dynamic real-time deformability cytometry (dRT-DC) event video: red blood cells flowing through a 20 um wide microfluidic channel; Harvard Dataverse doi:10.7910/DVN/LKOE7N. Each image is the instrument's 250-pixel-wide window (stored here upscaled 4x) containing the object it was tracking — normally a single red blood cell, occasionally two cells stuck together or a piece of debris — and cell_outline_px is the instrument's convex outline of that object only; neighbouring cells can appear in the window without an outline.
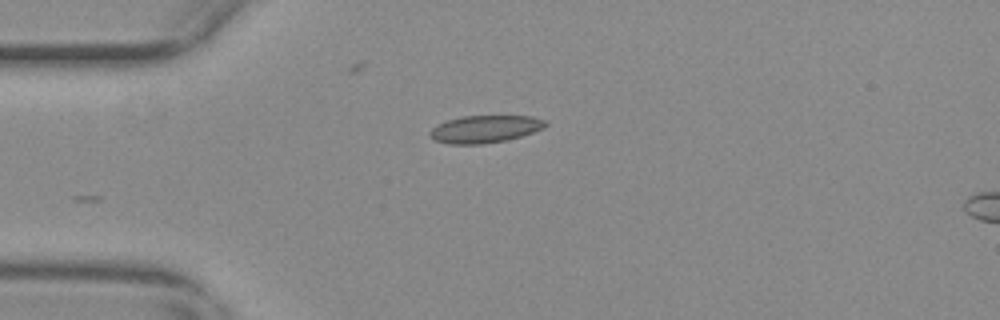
{"species": "common noctule bat (a hibernating species)", "species_latin": "Nyctalus noctula", "temperature_condition": "warm", "stored_images_in_passage": 15, "camera_frame_rate_fps": 3000, "um_per_image_px": 0.085, "animal": {"sex": "female", "body_mass_g": 29.2, "forearm_length_mm": 56.3}, "frame": {"image": 1, "passage_image": 1, "time_ms": 0.0, "image_size_px": [1000, 320], "cell_outline_px": [[548, 124], [544, 128], [520, 136], [504, 140], [480, 144], [448, 144], [432, 140], [428, 132], [432, 128], [448, 120], [464, 116], [532, 116], [544, 120]], "centroid_in_image_um": [41.19, 10.97], "position_along_channel_um": 43.8, "area_um2": 18.26}}
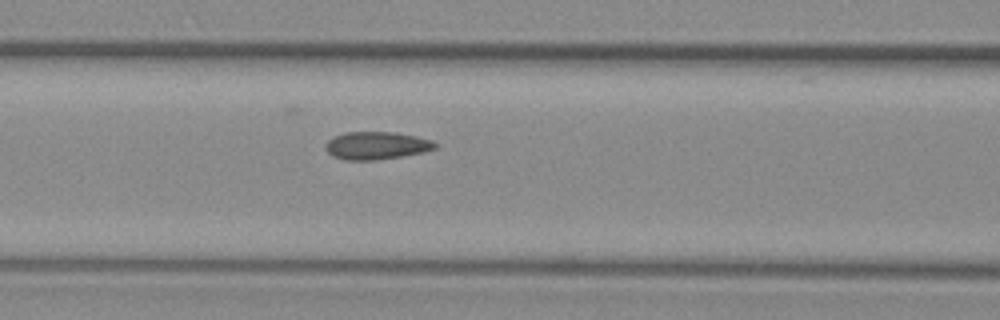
{"frame": {"image": 2, "passage_image": 10, "time_ms": 3.0, "image_size_px": [1000, 320], "cell_outline_px": [[436, 148], [424, 152], [376, 160], [344, 160], [332, 156], [324, 148], [328, 140], [332, 136], [344, 132], [396, 132], [416, 136], [432, 140], [436, 144]], "centroid_in_image_um": [31.96, 12.36], "position_along_channel_um": 134.6, "area_um2": 17.8}}
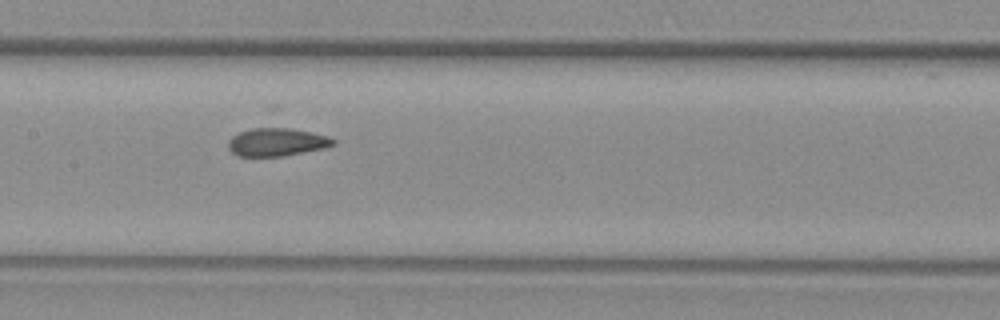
{"frame": {"image": 3, "passage_image": 14, "time_ms": 4.333, "image_size_px": [1000, 320], "cell_outline_px": [[336, 144], [324, 148], [280, 156], [236, 156], [228, 148], [228, 140], [232, 136], [240, 132], [252, 128], [288, 128], [312, 132], [328, 136], [336, 140]], "centroid_in_image_um": [23.52, 12.07], "position_along_channel_um": 183.9, "area_um2": 17.05}}